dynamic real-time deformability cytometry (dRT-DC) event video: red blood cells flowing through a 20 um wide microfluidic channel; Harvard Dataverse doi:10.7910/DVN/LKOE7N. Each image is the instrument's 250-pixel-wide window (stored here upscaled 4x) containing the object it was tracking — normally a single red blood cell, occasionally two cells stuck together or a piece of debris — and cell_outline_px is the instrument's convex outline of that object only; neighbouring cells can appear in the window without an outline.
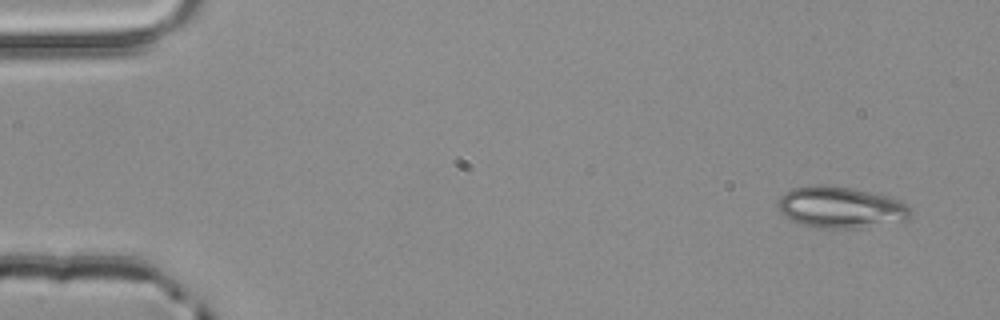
{"species": "common noctule bat (a hibernating species)", "species_latin": "Nyctalus noctula", "temperature_condition": "room temperature", "stored_images_in_passage": 3, "camera_frame_rate_fps": 3000, "um_per_image_px": 0.085, "animal": {"sex": "male", "body_mass_g": 20.4}, "frame": {"image": 1, "passage_image": 1, "time_ms": 0.0, "image_size_px": [1000, 320], "cell_outline_px": [[912, 212], [908, 220], [852, 228], [816, 228], [800, 224], [788, 220], [780, 212], [780, 196], [792, 188], [816, 184], [832, 184], [852, 188], [900, 200]], "centroid_in_image_um": [71.4, 17.62], "position_along_channel_um": 13.6, "area_um2": 31.85}}